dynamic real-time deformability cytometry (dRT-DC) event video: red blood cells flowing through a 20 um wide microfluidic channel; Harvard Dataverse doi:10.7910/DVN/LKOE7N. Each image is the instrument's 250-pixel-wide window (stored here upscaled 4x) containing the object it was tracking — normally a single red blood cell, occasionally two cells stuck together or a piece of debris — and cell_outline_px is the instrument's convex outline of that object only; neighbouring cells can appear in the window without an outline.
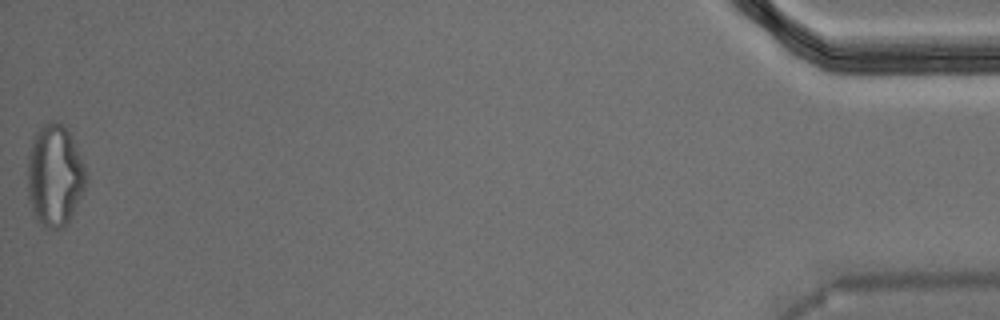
{"species": "Egyptian fruit bat (a non-hibernating species)", "species_latin": "Rousettus aegyptiacus", "temperature_condition": "warm", "stored_images_in_passage": 46, "camera_frame_rate_fps": 3000, "um_per_image_px": 0.085, "animal": {"sex": "male"}, "frame": {"image": 1, "passage_image": 46, "time_ms": 15.0, "image_size_px": [1000, 320], "cell_outline_px": [[84, 188], [68, 224], [64, 228], [44, 228], [36, 220], [32, 212], [28, 196], [28, 156], [32, 136], [48, 120], [56, 120], [72, 136], [80, 156], [84, 168]], "centroid_in_image_um": [4.61, 14.93], "position_along_channel_um": 430.6, "area_um2": 34.51}}